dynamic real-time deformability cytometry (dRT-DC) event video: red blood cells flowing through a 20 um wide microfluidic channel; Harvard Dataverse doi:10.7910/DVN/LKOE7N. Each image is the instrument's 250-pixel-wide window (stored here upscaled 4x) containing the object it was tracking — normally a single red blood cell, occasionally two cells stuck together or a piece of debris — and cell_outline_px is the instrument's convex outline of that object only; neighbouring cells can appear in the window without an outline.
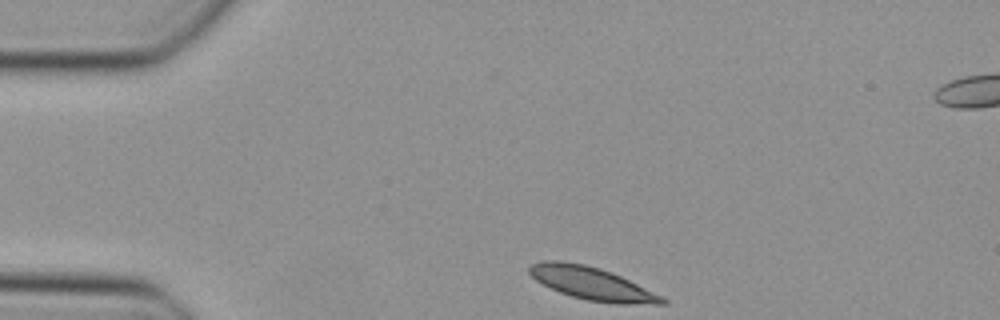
{"species": "Egyptian fruit bat (a non-hibernating species)", "species_latin": "Rousettus aegyptiacus", "temperature_condition": "cold", "stored_images_in_passage": 41, "segment_of_instrument_passage": [1, 2], "camera_frame_rate_fps": 3000, "um_per_image_px": 0.085, "animal": {"sex": "female"}, "frame": {"image": 1, "passage_image": 1, "time_ms": 0.0, "image_size_px": [1000, 320], "cell_outline_px": [[668, 304], [616, 304], [588, 300], [572, 296], [560, 292], [536, 280], [528, 272], [528, 268], [532, 264], [544, 260], [560, 260], [584, 264], [600, 268], [612, 272], [664, 296], [668, 300]], "centroid_in_image_um": [50.36, 24.1], "position_along_channel_um": 34.6, "area_um2": 25.43}}
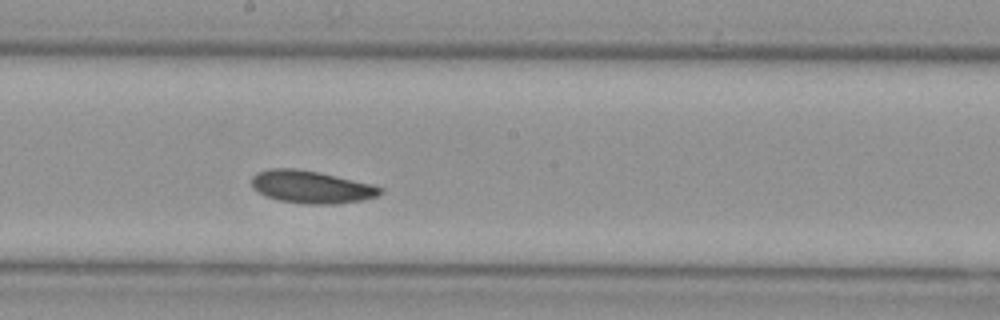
{"frame": {"image": 2, "passage_image": 18, "time_ms": 5.667, "image_size_px": [1000, 320], "cell_outline_px": [[384, 192], [376, 196], [360, 200], [332, 204], [304, 204], [280, 200], [264, 196], [252, 184], [252, 176], [256, 172], [268, 168], [296, 168], [336, 176], [372, 184], [384, 188]], "centroid_in_image_um": [26.45, 15.88], "position_along_channel_um": 221.7, "area_um2": 24.22}}
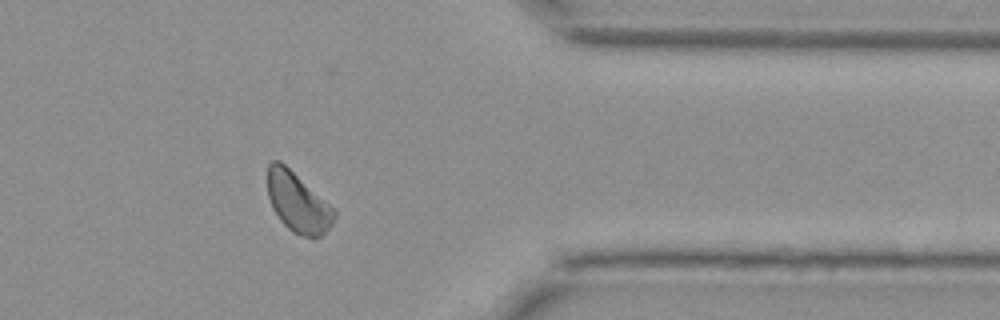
{"frame": {"image": 3, "passage_image": 31, "time_ms": 10.0, "image_size_px": [1000, 320], "cell_outline_px": [[336, 216], [332, 224], [320, 236], [312, 240], [300, 236], [292, 232], [280, 220], [272, 208], [268, 196], [268, 164], [272, 160], [280, 160], [328, 204], [336, 212]], "centroid_in_image_um": [25.29, 17.24], "position_along_channel_um": 386.1, "area_um2": 22.95}}